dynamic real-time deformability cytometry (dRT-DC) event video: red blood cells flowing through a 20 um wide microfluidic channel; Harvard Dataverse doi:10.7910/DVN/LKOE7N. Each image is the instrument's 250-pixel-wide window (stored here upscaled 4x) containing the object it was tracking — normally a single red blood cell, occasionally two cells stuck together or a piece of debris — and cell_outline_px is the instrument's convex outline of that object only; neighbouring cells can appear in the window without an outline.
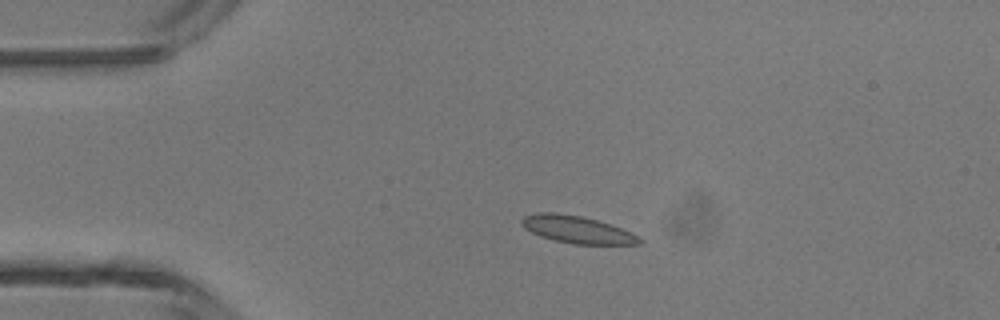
{"species": "common noctule bat (a hibernating species)", "species_latin": "Nyctalus noctula", "temperature_condition": "room temperature", "stored_images_in_passage": 3, "camera_frame_rate_fps": 3000, "um_per_image_px": 0.085, "animal": {"sex": "male", "body_mass_g": 13.3}, "frame": {"image": 1, "passage_image": 2, "time_ms": 0.333, "image_size_px": [1000, 320], "cell_outline_px": [[644, 240], [640, 244], [576, 244], [556, 240], [540, 236], [524, 228], [520, 224], [520, 220], [524, 216], [536, 212], [556, 212], [580, 216], [612, 224]], "centroid_in_image_um": [49.0, 19.5], "position_along_channel_um": 36.0, "area_um2": 18.55}}